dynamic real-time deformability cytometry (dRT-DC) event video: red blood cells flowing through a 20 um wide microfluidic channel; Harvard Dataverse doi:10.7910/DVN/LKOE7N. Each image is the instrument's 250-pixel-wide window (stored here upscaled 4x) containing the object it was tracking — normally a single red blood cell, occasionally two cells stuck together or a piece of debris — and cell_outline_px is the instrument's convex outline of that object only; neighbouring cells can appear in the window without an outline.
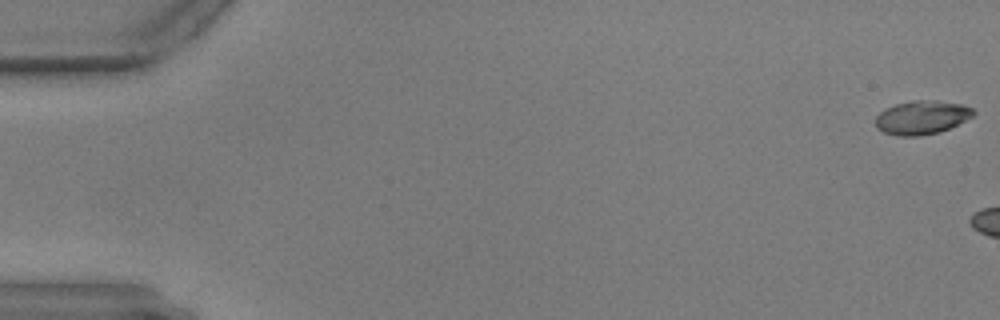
{"species": "common noctule bat (a hibernating species)", "species_latin": "Nyctalus noctula", "temperature_condition": "warm", "stored_images_in_passage": 8, "camera_frame_rate_fps": 3000, "um_per_image_px": 0.085, "animal": {"sex": "male", "body_mass_g": 17.9, "forearm_length_mm": 54.2}, "frame": {"image": 1, "passage_image": 1, "time_ms": 0.0, "image_size_px": [1000, 320], "cell_outline_px": [[976, 112], [972, 116], [940, 132], [920, 136], [896, 136], [884, 132], [876, 128], [876, 116], [884, 108], [896, 104], [912, 100], [936, 100], [964, 104], [972, 108]], "centroid_in_image_um": [78.33, 9.97], "position_along_channel_um": 6.7, "area_um2": 19.31}}